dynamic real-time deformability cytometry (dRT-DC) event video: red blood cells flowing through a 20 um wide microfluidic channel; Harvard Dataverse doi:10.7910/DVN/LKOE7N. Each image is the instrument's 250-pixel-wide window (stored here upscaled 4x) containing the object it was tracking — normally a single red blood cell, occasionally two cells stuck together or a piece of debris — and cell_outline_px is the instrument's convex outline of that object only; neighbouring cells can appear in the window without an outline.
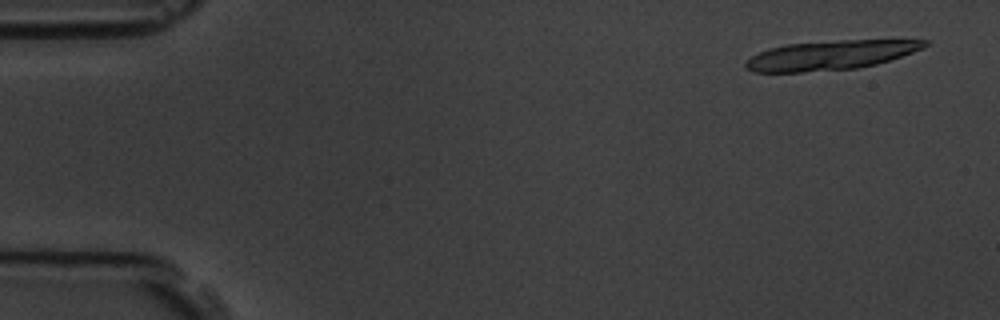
{"species": "common noctule bat (a hibernating species)", "species_latin": "Nyctalus noctula", "temperature_condition": "room temperature", "stored_images_in_passage": 4, "camera_frame_rate_fps": 3000, "um_per_image_px": 0.085, "animal": {"sex": "male", "body_mass_g": 19.5, "forearm_length_mm": 54.6}, "frame": {"image": 1, "passage_image": 1, "time_ms": 0.0, "image_size_px": [1000, 320], "cell_outline_px": [[928, 44], [924, 48], [876, 64], [856, 68], [800, 72], [756, 72], [744, 68], [744, 64], [752, 56], [768, 48], [788, 44], [840, 40], [928, 40]], "centroid_in_image_um": [70.57, 4.69], "position_along_channel_um": 14.4, "area_um2": 30.23}}